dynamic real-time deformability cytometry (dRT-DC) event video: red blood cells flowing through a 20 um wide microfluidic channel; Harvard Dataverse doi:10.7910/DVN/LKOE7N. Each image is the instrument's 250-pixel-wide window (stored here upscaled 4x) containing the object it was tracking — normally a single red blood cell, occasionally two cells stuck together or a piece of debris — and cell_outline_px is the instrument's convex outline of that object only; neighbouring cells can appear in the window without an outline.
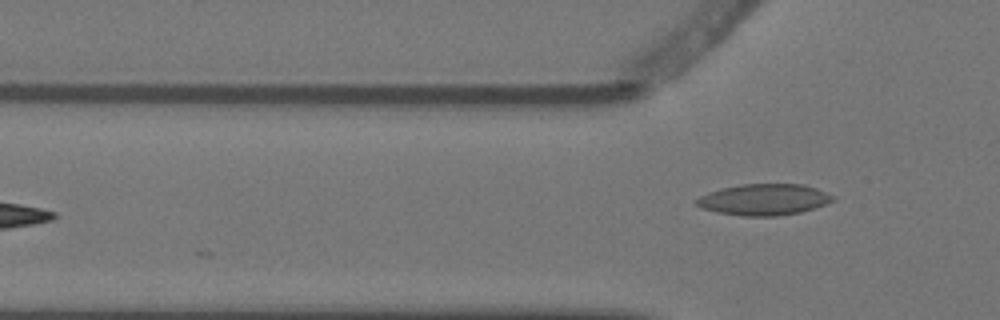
{"species": "Egyptian fruit bat (a non-hibernating species)", "species_latin": "Rousettus aegyptiacus", "temperature_condition": "warm", "stored_images_in_passage": 5, "camera_frame_rate_fps": 3000, "um_per_image_px": 0.085, "animal": {"sex": "female"}, "frame": {"image": 1, "passage_image": 5, "time_ms": 1.333, "image_size_px": [1000, 320], "cell_outline_px": [[836, 200], [800, 212], [776, 216], [740, 216], [716, 212], [700, 208], [696, 204], [696, 200], [700, 196], [708, 192], [740, 184], [804, 184], [816, 188], [836, 196]], "centroid_in_image_um": [64.94, 16.96], "position_along_channel_um": 60.9, "area_um2": 24.85}}